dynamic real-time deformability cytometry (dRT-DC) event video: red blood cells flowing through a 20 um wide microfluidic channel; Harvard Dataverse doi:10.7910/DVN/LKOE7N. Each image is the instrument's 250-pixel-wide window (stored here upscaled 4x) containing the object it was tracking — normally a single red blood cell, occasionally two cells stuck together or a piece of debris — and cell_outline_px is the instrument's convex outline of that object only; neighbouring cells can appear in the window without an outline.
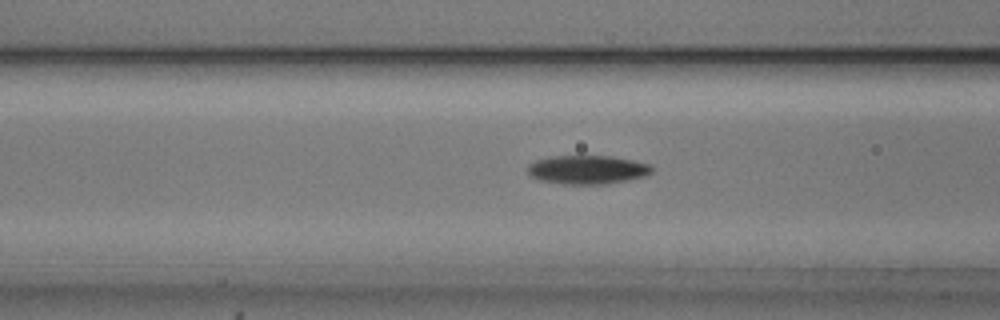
{"species": "common noctule bat (a hibernating species)", "species_latin": "Nyctalus noctula", "temperature_condition": "cold", "stored_images_in_passage": 39, "camera_frame_rate_fps": 3000, "um_per_image_px": 0.085, "animal": {"sex": "male", "body_mass_g": 20.5, "forearm_length_mm": 52.5}, "frame": {"image": 1, "passage_image": 9, "time_ms": 2.667, "image_size_px": [1000, 320], "cell_outline_px": [[652, 172], [644, 176], [628, 180], [604, 184], [564, 184], [540, 180], [532, 176], [528, 172], [528, 164], [536, 160], [552, 156], [612, 156], [632, 160], [648, 164], [652, 168]], "centroid_in_image_um": [49.91, 14.42], "position_along_channel_um": 116.7, "area_um2": 20.63}}
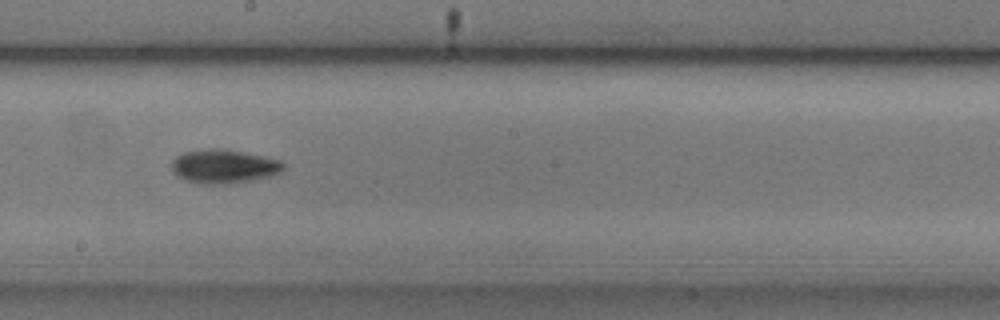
{"frame": {"image": 2, "passage_image": 18, "time_ms": 5.667, "image_size_px": [1000, 320], "cell_outline_px": [[284, 168], [280, 172], [268, 176], [228, 184], [204, 184], [188, 180], [176, 176], [172, 168], [172, 160], [176, 156], [184, 152], [208, 148], [224, 148], [284, 160]], "centroid_in_image_um": [19.03, 14.12], "position_along_channel_um": 229.2, "area_um2": 22.02}}
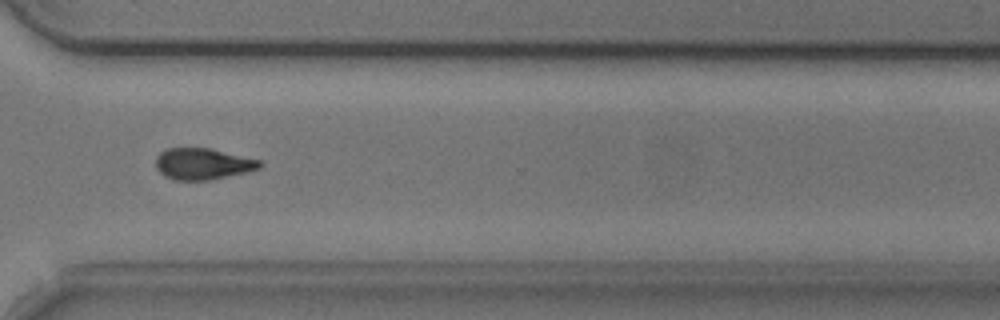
{"frame": {"image": 3, "passage_image": 28, "time_ms": 9.0, "image_size_px": [1000, 320], "cell_outline_px": [[264, 164], [260, 168], [244, 172], [208, 180], [176, 180], [164, 176], [156, 168], [156, 156], [160, 152], [168, 148], [212, 148], [260, 160]], "centroid_in_image_um": [17.22, 13.92], "position_along_channel_um": 353.4, "area_um2": 18.96}, "authors_computed_cell_mechanics": {"area_um2": 20.3456, "velocity_mm_per_s": 3.7369, "shape_relaxation_time_tau1_ms": 2.1859, "shape_relaxation_time_tau2_ms": null, "deformation_change_tau1": 0.1118, "deformation_change_tau2": null}}